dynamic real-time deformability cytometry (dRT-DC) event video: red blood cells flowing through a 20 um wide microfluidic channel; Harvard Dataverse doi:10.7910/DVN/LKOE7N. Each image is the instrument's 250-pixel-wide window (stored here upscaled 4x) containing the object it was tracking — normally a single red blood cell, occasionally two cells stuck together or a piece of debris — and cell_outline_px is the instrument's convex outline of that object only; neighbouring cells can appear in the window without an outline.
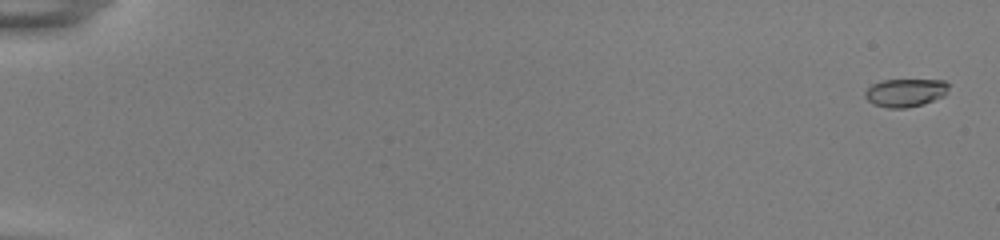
{"species": "common noctule bat (a hibernating species)", "species_latin": "Nyctalus noctula", "temperature_condition": "room temperature", "stored_images_in_passage": 55, "camera_frame_rate_fps": 3000, "um_per_image_px": 0.085, "animal": {"sex": "female", "body_mass_g": 22.0, "forearm_length_mm": 56.7}, "frame": {"image": 1, "passage_image": 2, "time_ms": 0.333, "image_size_px": [1000, 240], "cell_outline_px": [[948, 88], [944, 96], [924, 104], [908, 108], [888, 108], [872, 104], [864, 96], [864, 92], [872, 84], [880, 80], [944, 80], [948, 84]], "centroid_in_image_um": [76.94, 7.88], "position_along_channel_um": 8.1, "area_um2": 13.81}}
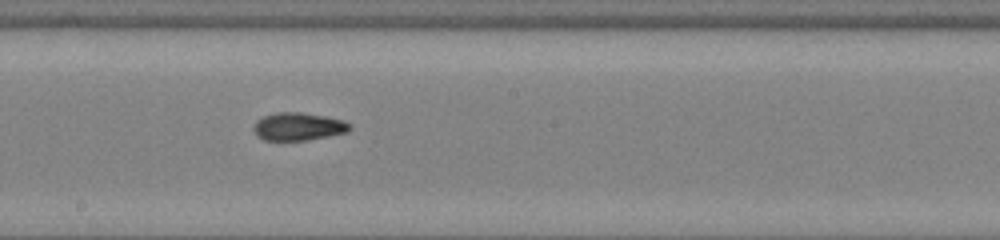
{"frame": {"image": 2, "passage_image": 33, "time_ms": 10.667, "image_size_px": [1000, 240], "cell_outline_px": [[352, 128], [348, 132], [308, 140], [264, 140], [256, 136], [252, 128], [256, 120], [264, 116], [276, 112], [300, 112], [324, 116], [344, 120], [352, 124]], "centroid_in_image_um": [25.36, 10.75], "position_along_channel_um": 222.8, "area_um2": 15.78}}
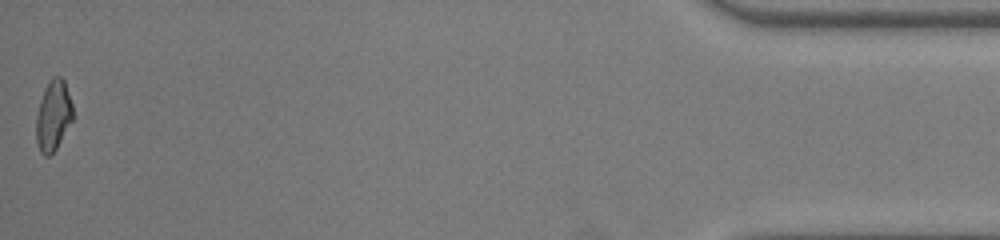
{"frame": {"image": 3, "passage_image": 55, "time_ms": 18.0, "image_size_px": [1000, 240], "cell_outline_px": [[72, 120], [56, 148], [48, 156], [44, 156], [40, 152], [36, 140], [36, 116], [40, 100], [44, 88], [52, 76], [60, 76], [64, 80], [72, 104]], "centroid_in_image_um": [4.51, 9.8], "position_along_channel_um": 430.7, "area_um2": 14.91}, "authors_computed_cell_mechanics": {"area_um2": 14.9702, "velocity_mm_per_s": 3.894, "shape_relaxation_time_tau1_ms": null, "shape_relaxation_time_tau2_ms": 2.33, "deformation_change_tau1": null, "deformation_change_tau2": 0.0776}}